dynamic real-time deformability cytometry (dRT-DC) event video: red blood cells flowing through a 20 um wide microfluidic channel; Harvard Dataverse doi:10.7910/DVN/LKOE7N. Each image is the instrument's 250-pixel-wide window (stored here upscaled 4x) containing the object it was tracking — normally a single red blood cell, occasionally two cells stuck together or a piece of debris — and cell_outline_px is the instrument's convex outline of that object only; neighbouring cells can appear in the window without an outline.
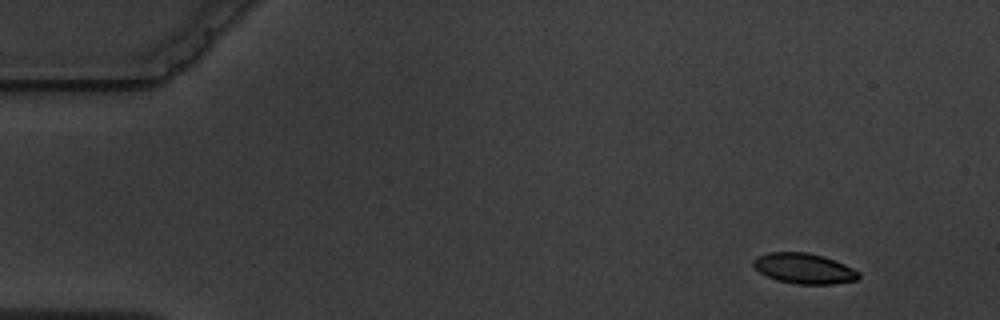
{"species": "common noctule bat (a hibernating species)", "species_latin": "Nyctalus noctula", "temperature_condition": "warm", "stored_images_in_passage": 5, "camera_frame_rate_fps": 3000, "um_per_image_px": 0.085, "animal": {"sex": "male", "body_mass_g": 19.5, "forearm_length_mm": 54.6}, "frame": {"image": 1, "passage_image": 1, "time_ms": 0.0, "image_size_px": [1000, 320], "cell_outline_px": [[860, 276], [856, 280], [832, 284], [796, 284], [776, 280], [760, 272], [752, 264], [752, 260], [756, 256], [768, 252], [808, 252], [824, 256], [844, 264], [860, 272]], "centroid_in_image_um": [68.33, 22.81], "position_along_channel_um": 16.7, "area_um2": 18.73}}
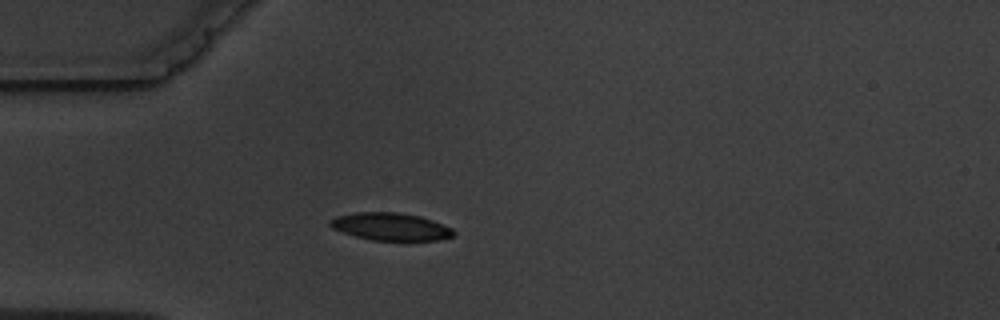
{"frame": {"image": 2, "passage_image": 4, "time_ms": 3.667, "image_size_px": [1000, 320], "cell_outline_px": [[456, 232], [452, 236], [440, 240], [372, 240], [356, 236], [332, 228], [328, 224], [328, 220], [336, 216], [356, 212], [400, 212], [420, 216], [432, 220], [452, 228]], "centroid_in_image_um": [33.2, 19.25], "position_along_channel_um": 51.8, "area_um2": 19.83}}